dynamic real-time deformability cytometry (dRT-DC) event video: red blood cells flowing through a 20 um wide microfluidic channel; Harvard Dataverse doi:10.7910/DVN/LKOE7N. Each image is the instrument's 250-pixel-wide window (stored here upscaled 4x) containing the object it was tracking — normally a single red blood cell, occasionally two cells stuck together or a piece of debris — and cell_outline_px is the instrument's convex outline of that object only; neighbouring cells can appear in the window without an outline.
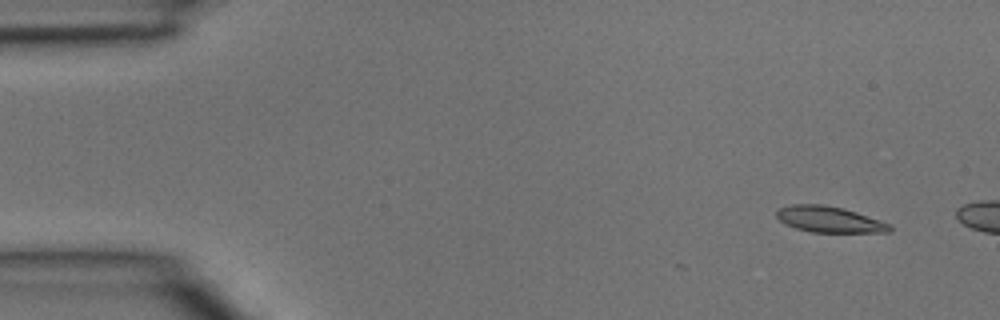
{"species": "common noctule bat (a hibernating species)", "species_latin": "Nyctalus noctula", "temperature_condition": "room temperature", "stored_images_in_passage": 2, "camera_frame_rate_fps": 3000, "um_per_image_px": 0.085, "animal": {"sex": "male", "body_mass_g": 15.6}, "frame": {"image": 1, "passage_image": 1, "time_ms": 0.0, "image_size_px": [1000, 320], "cell_outline_px": [[892, 232], [812, 232], [796, 228], [784, 224], [776, 216], [776, 212], [780, 208], [792, 204], [820, 204], [844, 208], [892, 224]], "centroid_in_image_um": [70.51, 18.65], "position_along_channel_um": 14.5, "area_um2": 17.17}}